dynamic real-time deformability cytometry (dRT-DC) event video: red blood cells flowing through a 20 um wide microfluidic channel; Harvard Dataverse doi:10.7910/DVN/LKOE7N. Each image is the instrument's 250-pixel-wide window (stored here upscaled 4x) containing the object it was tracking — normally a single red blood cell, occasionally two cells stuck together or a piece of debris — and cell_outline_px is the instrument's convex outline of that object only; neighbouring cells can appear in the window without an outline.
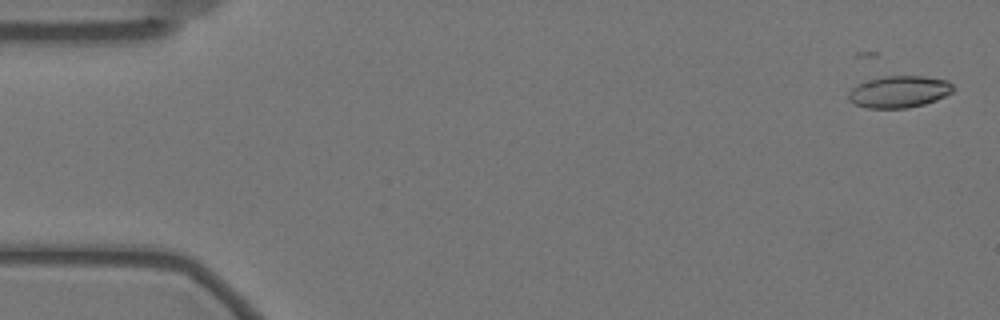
{"species": "Egyptian fruit bat (a non-hibernating species)", "species_latin": "Rousettus aegyptiacus", "temperature_condition": "warm", "stored_images_in_passage": 58, "camera_frame_rate_fps": 3000, "um_per_image_px": 0.085, "animal": {"sex": "female"}, "frame": {"image": 1, "passage_image": 2, "time_ms": 0.333, "image_size_px": [1000, 320], "cell_outline_px": [[956, 88], [952, 92], [936, 100], [924, 104], [908, 108], [868, 108], [856, 104], [848, 100], [848, 92], [856, 84], [888, 76], [924, 76], [948, 80]], "centroid_in_image_um": [76.45, 7.8], "position_along_channel_um": 8.5, "area_um2": 19.36}}
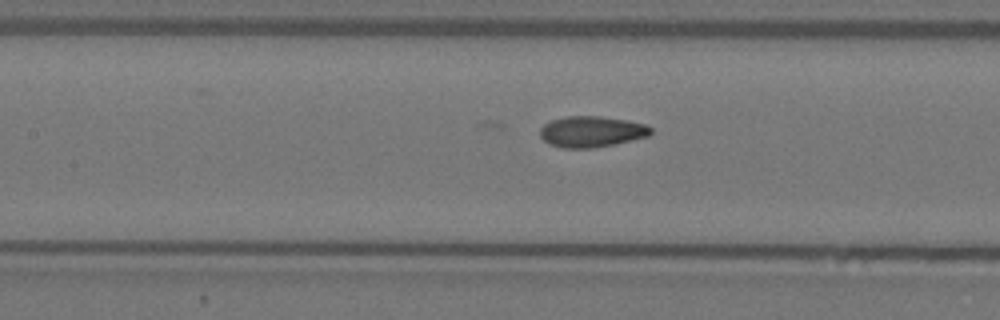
{"frame": {"image": 2, "passage_image": 26, "time_ms": 8.333, "image_size_px": [1000, 320], "cell_outline_px": [[652, 132], [648, 136], [616, 144], [592, 148], [564, 148], [552, 144], [544, 140], [540, 136], [540, 128], [544, 124], [552, 120], [568, 116], [600, 116], [628, 120], [644, 124], [652, 128]], "centroid_in_image_um": [50.3, 11.18], "position_along_channel_um": 157.1, "area_um2": 19.94}}
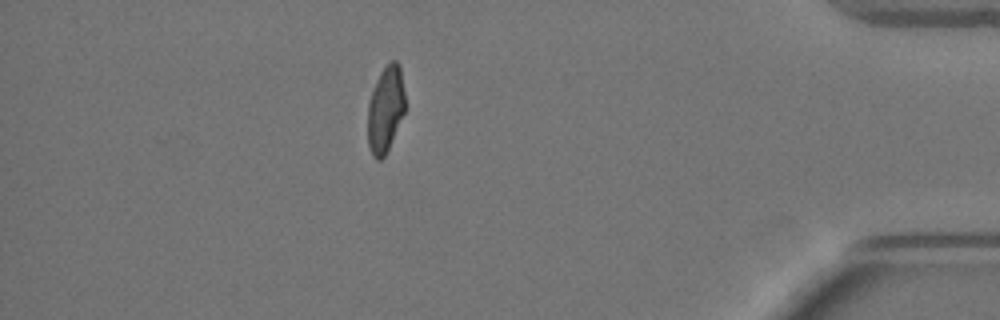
{"frame": {"image": 3, "passage_image": 51, "time_ms": 16.667, "image_size_px": [1000, 320], "cell_outline_px": [[404, 112], [388, 148], [384, 156], [380, 160], [376, 160], [372, 156], [368, 144], [368, 104], [376, 80], [380, 72], [392, 60], [396, 60], [400, 64], [404, 92]], "centroid_in_image_um": [32.75, 9.28], "position_along_channel_um": 402.4, "area_um2": 18.5}}